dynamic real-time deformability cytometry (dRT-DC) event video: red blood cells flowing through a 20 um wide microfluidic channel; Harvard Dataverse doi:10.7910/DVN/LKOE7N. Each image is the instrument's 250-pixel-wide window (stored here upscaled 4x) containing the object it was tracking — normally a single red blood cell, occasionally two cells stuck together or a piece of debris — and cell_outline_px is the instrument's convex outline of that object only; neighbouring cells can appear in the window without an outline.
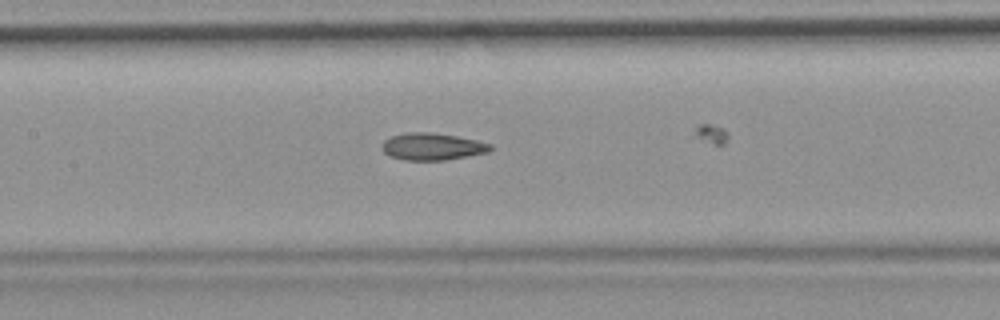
{"species": "common noctule bat (a hibernating species)", "species_latin": "Nyctalus noctula", "temperature_condition": "room temperature", "stored_images_in_passage": 21, "camera_frame_rate_fps": 3000, "um_per_image_px": 0.085, "animal": {"sex": "female", "body_mass_g": 19.9}, "frame": {"image": 1, "passage_image": 4, "time_ms": 1.0, "image_size_px": [1000, 320], "cell_outline_px": [[492, 148], [488, 152], [444, 160], [404, 160], [392, 156], [384, 152], [380, 148], [384, 140], [392, 136], [404, 132], [432, 132], [456, 136], [476, 140], [492, 144]], "centroid_in_image_um": [36.72, 12.45], "position_along_channel_um": 170.7, "area_um2": 17.05}}
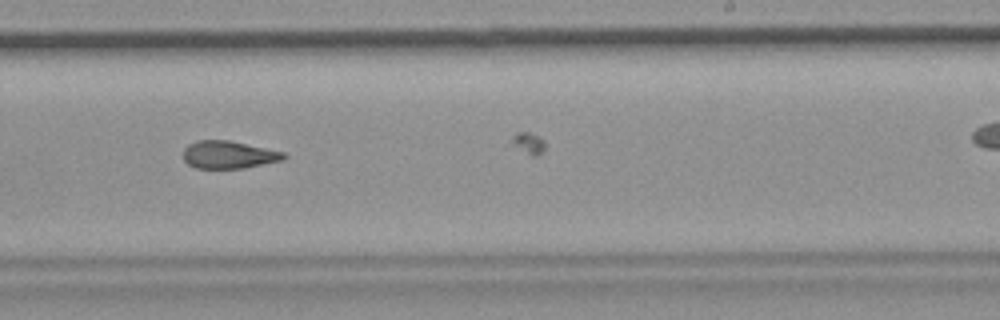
{"frame": {"image": 2, "passage_image": 12, "time_ms": 3.667, "image_size_px": [1000, 320], "cell_outline_px": [[288, 156], [284, 160], [244, 168], [196, 168], [188, 164], [184, 160], [184, 148], [188, 144], [196, 140], [228, 140], [284, 152]], "centroid_in_image_um": [19.44, 13.15], "position_along_channel_um": 269.6, "area_um2": 16.18}}
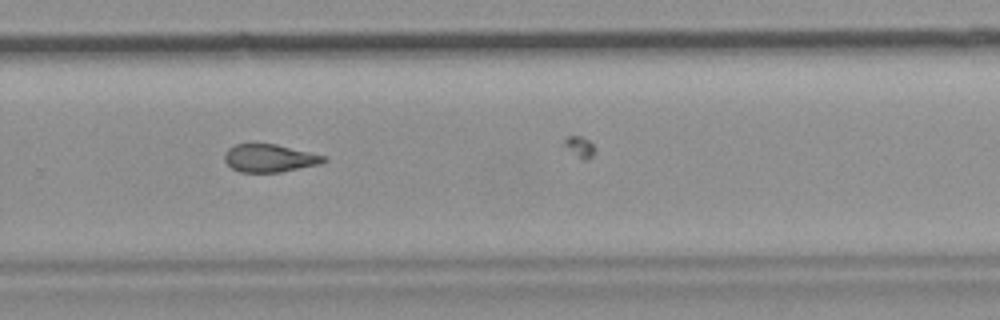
{"frame": {"image": 3, "passage_image": 15, "time_ms": 4.667, "image_size_px": [1000, 320], "cell_outline_px": [[328, 160], [320, 164], [280, 172], [240, 172], [232, 168], [224, 160], [224, 152], [228, 148], [236, 144], [276, 144], [328, 156]], "centroid_in_image_um": [22.93, 13.44], "position_along_channel_um": 306.9, "area_um2": 16.18}}